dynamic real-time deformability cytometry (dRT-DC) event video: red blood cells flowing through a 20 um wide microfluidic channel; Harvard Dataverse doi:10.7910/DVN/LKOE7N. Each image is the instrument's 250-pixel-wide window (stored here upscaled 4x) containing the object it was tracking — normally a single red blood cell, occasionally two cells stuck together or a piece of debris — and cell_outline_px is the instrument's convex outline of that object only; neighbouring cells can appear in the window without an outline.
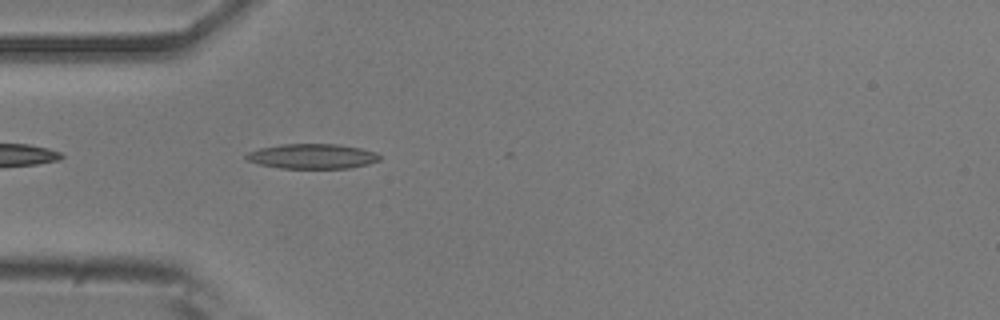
{"species": "common noctule bat (a hibernating species)", "species_latin": "Nyctalus noctula", "temperature_condition": "room temperature", "stored_images_in_passage": 6, "camera_frame_rate_fps": 3000, "um_per_image_px": 0.085, "animal": {"sex": "male", "body_mass_g": 20.5, "forearm_length_mm": 52.5}, "frame": {"image": 1, "passage_image": 1, "time_ms": 0.0, "image_size_px": [1000, 320], "cell_outline_px": [[380, 160], [368, 164], [348, 168], [280, 168], [260, 164], [248, 160], [244, 156], [248, 152], [260, 148], [280, 144], [336, 144], [360, 148], [376, 152], [380, 156]], "centroid_in_image_um": [26.55, 13.28], "position_along_channel_um": 58.5, "area_um2": 19.25}}
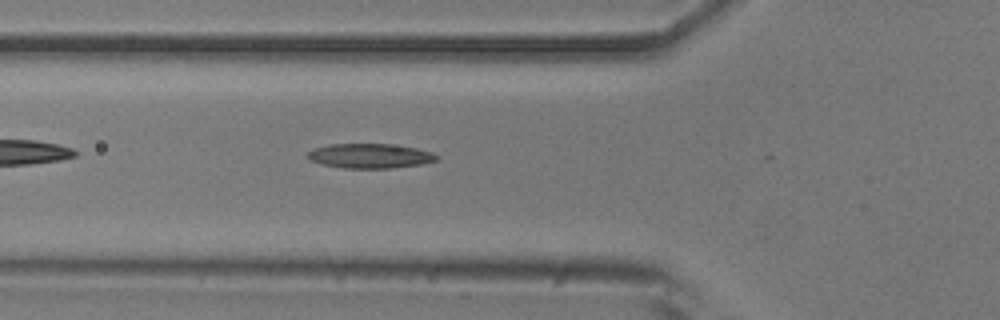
{"frame": {"image": 2, "passage_image": 4, "time_ms": 1.0, "image_size_px": [1000, 320], "cell_outline_px": [[440, 156], [436, 160], [420, 164], [392, 168], [344, 168], [320, 164], [312, 160], [308, 156], [308, 152], [312, 148], [328, 144], [388, 144], [416, 148], [432, 152]], "centroid_in_image_um": [31.44, 13.25], "position_along_channel_um": 94.4, "area_um2": 18.44}}